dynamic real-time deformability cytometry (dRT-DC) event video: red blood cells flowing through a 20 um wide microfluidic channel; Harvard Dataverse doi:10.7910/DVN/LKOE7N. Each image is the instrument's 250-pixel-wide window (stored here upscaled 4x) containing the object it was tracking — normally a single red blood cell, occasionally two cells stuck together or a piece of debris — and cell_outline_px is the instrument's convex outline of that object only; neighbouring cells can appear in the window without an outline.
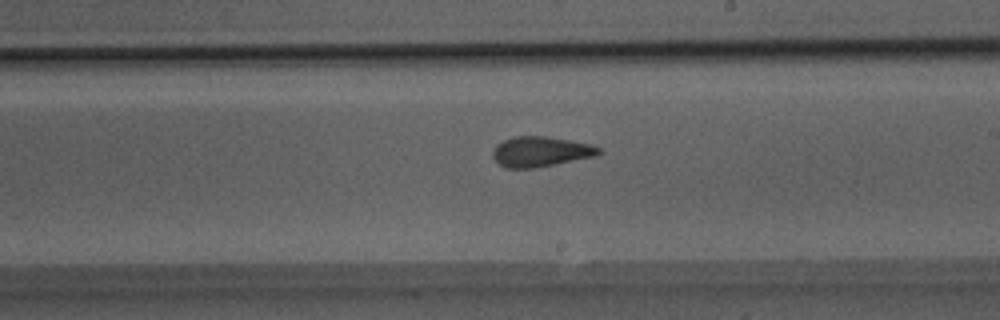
{"species": "Egyptian fruit bat (a non-hibernating species)", "species_latin": "Rousettus aegyptiacus", "temperature_condition": "room temperature", "stored_images_in_passage": 34, "camera_frame_rate_fps": 3000, "um_per_image_px": 0.085, "animal": {"sex": "male"}, "frame": {"image": 1, "passage_image": 18, "time_ms": 5.667, "image_size_px": [1000, 320], "cell_outline_px": [[604, 152], [596, 156], [532, 168], [504, 168], [492, 156], [492, 152], [496, 144], [512, 136], [544, 136], [592, 144], [600, 148]], "centroid_in_image_um": [45.95, 12.88], "position_along_channel_um": 243.0, "area_um2": 18.61}}
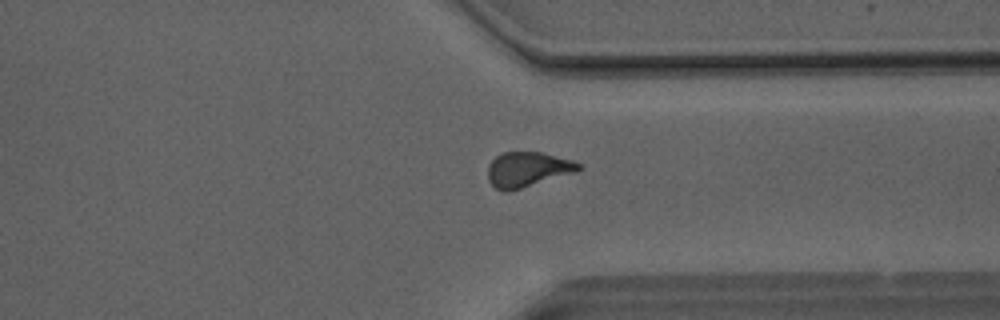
{"frame": {"image": 2, "passage_image": 27, "time_ms": 8.667, "image_size_px": [1000, 320], "cell_outline_px": [[584, 168], [576, 172], [508, 192], [504, 192], [496, 188], [488, 180], [488, 164], [496, 156], [504, 152], [540, 152], [572, 160], [584, 164]], "centroid_in_image_um": [44.87, 14.4], "position_along_channel_um": 366.5, "area_um2": 18.61}}
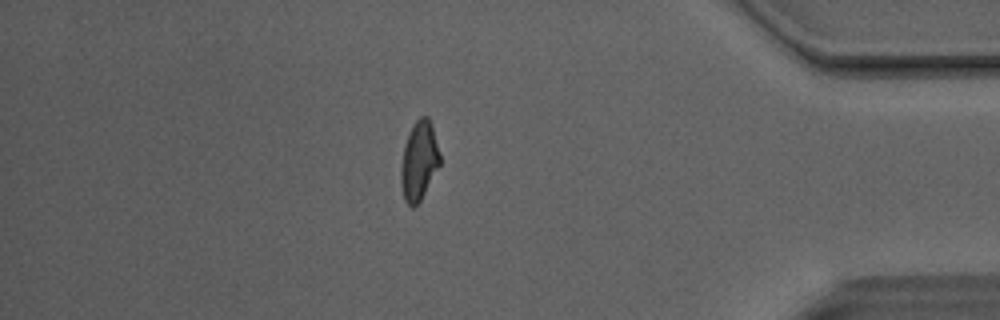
{"frame": {"image": 3, "passage_image": 32, "time_ms": 10.333, "image_size_px": [1000, 320], "cell_outline_px": [[440, 164], [420, 200], [412, 208], [404, 200], [400, 184], [400, 168], [404, 144], [408, 132], [412, 124], [420, 116], [428, 116], [432, 124], [440, 152]], "centroid_in_image_um": [35.6, 13.63], "position_along_channel_um": 399.6, "area_um2": 18.15}}